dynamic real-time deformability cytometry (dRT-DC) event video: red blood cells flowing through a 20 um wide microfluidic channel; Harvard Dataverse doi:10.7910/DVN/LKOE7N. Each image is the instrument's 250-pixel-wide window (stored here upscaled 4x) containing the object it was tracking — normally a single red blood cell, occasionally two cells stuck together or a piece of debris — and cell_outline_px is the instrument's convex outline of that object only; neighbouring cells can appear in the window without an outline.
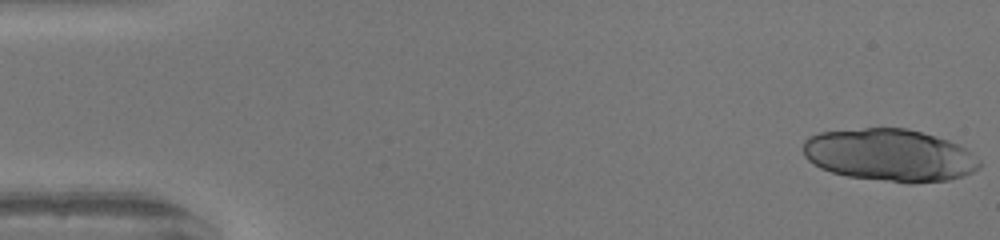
{"species": "human", "species_latin": "Homo sapiens", "temperature_condition": "warm", "stored_images_in_passage": 20, "camera_frame_rate_fps": 3000, "um_per_image_px": 0.085, "donor": {"sex": "female"}, "frame": {"image": 1, "passage_image": 1, "time_ms": 0.0, "image_size_px": [1000, 240], "cell_outline_px": [[980, 168], [964, 176], [948, 180], [912, 184], [908, 184], [848, 176], [832, 172], [820, 168], [808, 160], [804, 156], [804, 140], [808, 136], [820, 132], [864, 128], [908, 128], [936, 136], [948, 140], [972, 152], [980, 160]], "centroid_in_image_um": [75.63, 13.19], "position_along_channel_um": 9.4, "area_um2": 54.16}}
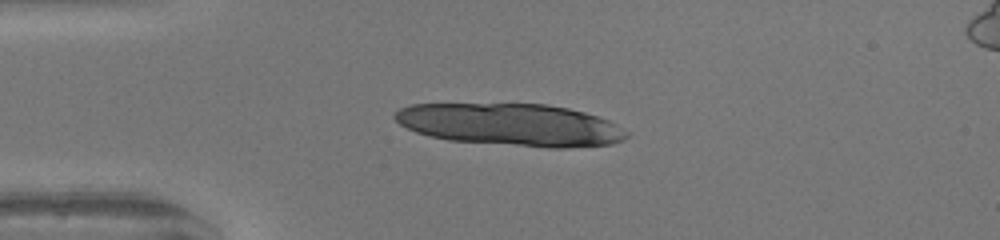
{"frame": {"image": 2, "passage_image": 12, "time_ms": 3.667, "image_size_px": [1000, 240], "cell_outline_px": [[628, 136], [612, 144], [568, 148], [548, 148], [448, 140], [428, 136], [416, 132], [400, 124], [392, 116], [400, 108], [412, 104], [544, 104], [568, 108], [584, 112], [608, 120], [628, 132]], "centroid_in_image_um": [43.41, 10.61], "position_along_channel_um": 41.6, "area_um2": 57.05}}